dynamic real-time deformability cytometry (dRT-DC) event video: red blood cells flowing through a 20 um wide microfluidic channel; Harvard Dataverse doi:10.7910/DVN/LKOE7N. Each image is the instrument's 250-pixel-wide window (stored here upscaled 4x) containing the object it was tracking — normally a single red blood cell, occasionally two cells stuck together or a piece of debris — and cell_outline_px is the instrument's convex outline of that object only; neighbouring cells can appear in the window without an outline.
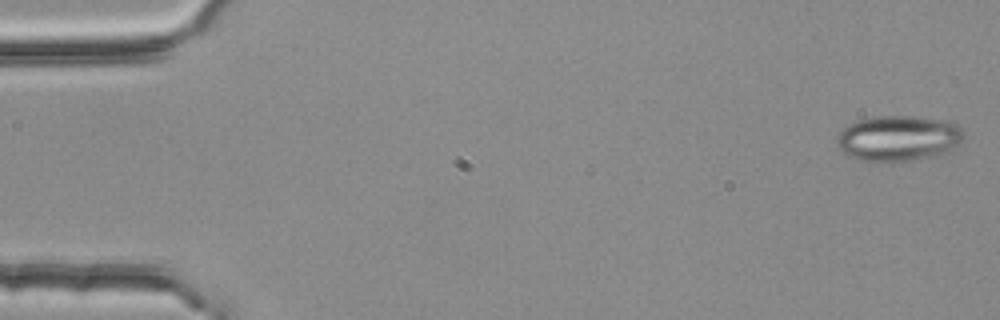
{"species": "common noctule bat (a hibernating species)", "species_latin": "Nyctalus noctula", "temperature_condition": "room temperature", "stored_images_in_passage": 5, "camera_frame_rate_fps": 3000, "um_per_image_px": 0.085, "animal": {"sex": "female", "body_mass_g": 25.1}, "frame": {"image": 1, "passage_image": 1, "time_ms": 0.0, "image_size_px": [1000, 320], "cell_outline_px": [[964, 136], [960, 144], [948, 152], [936, 156], [892, 164], [876, 164], [860, 160], [848, 156], [836, 144], [836, 136], [848, 124], [856, 120], [876, 116], [912, 116], [948, 120], [956, 124], [964, 132]], "centroid_in_image_um": [76.36, 11.79], "position_along_channel_um": 8.6, "area_um2": 34.8}}